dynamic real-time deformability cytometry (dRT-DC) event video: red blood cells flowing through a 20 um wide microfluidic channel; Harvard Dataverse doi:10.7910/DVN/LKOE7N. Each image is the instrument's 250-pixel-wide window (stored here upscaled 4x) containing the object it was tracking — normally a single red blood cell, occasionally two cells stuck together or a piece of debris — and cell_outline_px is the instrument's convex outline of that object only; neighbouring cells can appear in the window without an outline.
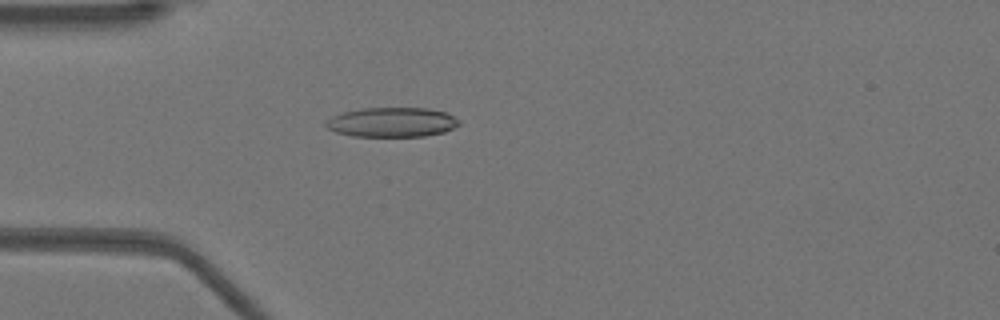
{"species": "Egyptian fruit bat (a non-hibernating species)", "species_latin": "Rousettus aegyptiacus", "temperature_condition": "warm", "stored_images_in_passage": 52, "camera_frame_rate_fps": 3000, "um_per_image_px": 0.085, "animal": {"sex": "female"}, "frame": {"image": 1, "passage_image": 15, "time_ms": 4.667, "image_size_px": [1000, 320], "cell_outline_px": [[460, 124], [444, 132], [424, 136], [352, 136], [336, 132], [328, 128], [324, 124], [324, 120], [340, 112], [364, 108], [428, 108], [448, 112], [460, 120]], "centroid_in_image_um": [33.31, 10.38], "position_along_channel_um": 51.7, "area_um2": 23.18}}
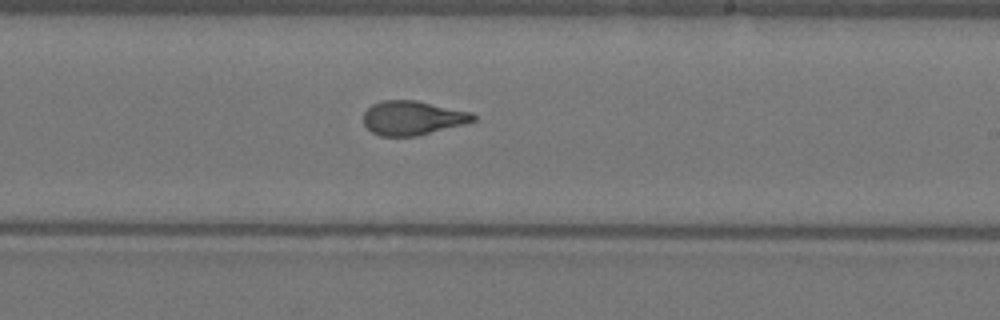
{"frame": {"image": 2, "passage_image": 31, "time_ms": 10.0, "image_size_px": [1000, 320], "cell_outline_px": [[476, 120], [464, 124], [416, 136], [380, 136], [372, 132], [364, 124], [364, 112], [372, 104], [384, 100], [416, 100], [472, 112], [476, 116]], "centroid_in_image_um": [35.07, 10.02], "position_along_channel_um": 253.9, "area_um2": 21.79}}
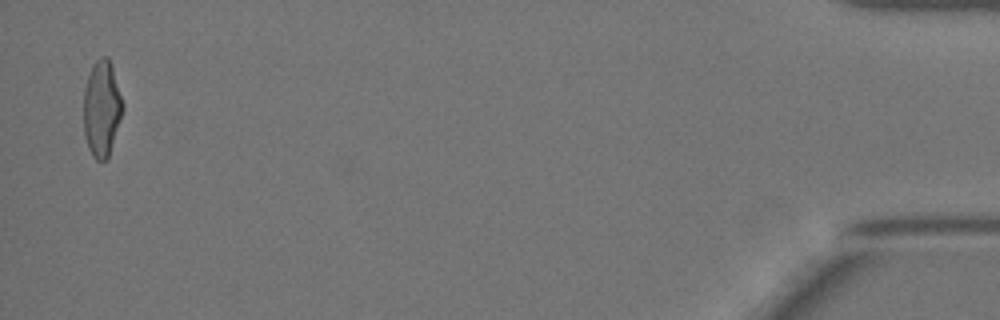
{"frame": {"image": 3, "passage_image": 51, "time_ms": 16.667, "image_size_px": [1000, 320], "cell_outline_px": [[124, 108], [108, 156], [104, 160], [96, 160], [92, 156], [88, 148], [84, 136], [84, 88], [92, 64], [100, 56], [108, 56], [124, 104]], "centroid_in_image_um": [8.64, 9.21], "position_along_channel_um": 426.6, "area_um2": 21.79}, "authors_computed_cell_mechanics": {"area_um2": 22.5131, "velocity_mm_per_s": 3.9531, "shape_relaxation_time_tau1_ms": 6.998, "shape_relaxation_time_tau2_ms": 1.1921, "deformation_change_tau1": 0.2376, "deformation_change_tau2": 0.0847}}